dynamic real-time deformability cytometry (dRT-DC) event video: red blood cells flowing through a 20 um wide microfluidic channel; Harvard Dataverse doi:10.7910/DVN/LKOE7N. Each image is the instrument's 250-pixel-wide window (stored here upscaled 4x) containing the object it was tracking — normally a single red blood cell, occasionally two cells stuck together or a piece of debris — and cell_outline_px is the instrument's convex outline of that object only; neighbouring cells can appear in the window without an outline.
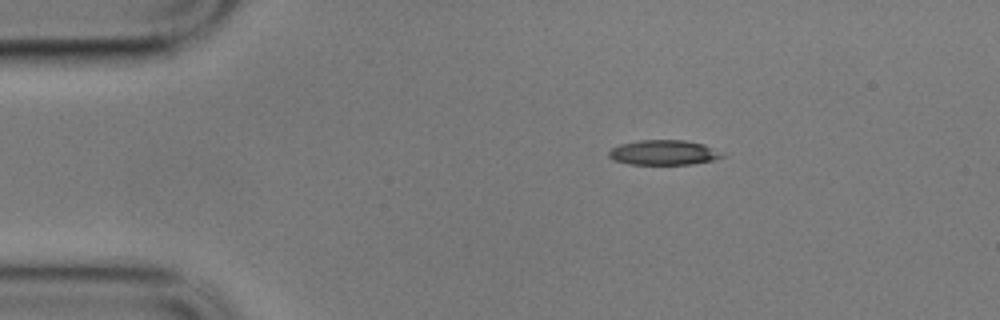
{"species": "common noctule bat (a hibernating species)", "species_latin": "Nyctalus noctula", "temperature_condition": "cold", "stored_images_in_passage": 3, "camera_frame_rate_fps": 3000, "um_per_image_px": 0.085, "animal": {"sex": "male", "body_mass_g": 17.9}, "frame": {"image": 1, "passage_image": 1, "time_ms": 0.0, "image_size_px": [1000, 320], "cell_outline_px": [[724, 156], [712, 160], [692, 164], [628, 164], [612, 160], [608, 156], [608, 152], [612, 148], [620, 144], [640, 140], [684, 140], [704, 144], [724, 152]], "centroid_in_image_um": [56.41, 12.96], "position_along_channel_um": 28.6, "area_um2": 16.53}}